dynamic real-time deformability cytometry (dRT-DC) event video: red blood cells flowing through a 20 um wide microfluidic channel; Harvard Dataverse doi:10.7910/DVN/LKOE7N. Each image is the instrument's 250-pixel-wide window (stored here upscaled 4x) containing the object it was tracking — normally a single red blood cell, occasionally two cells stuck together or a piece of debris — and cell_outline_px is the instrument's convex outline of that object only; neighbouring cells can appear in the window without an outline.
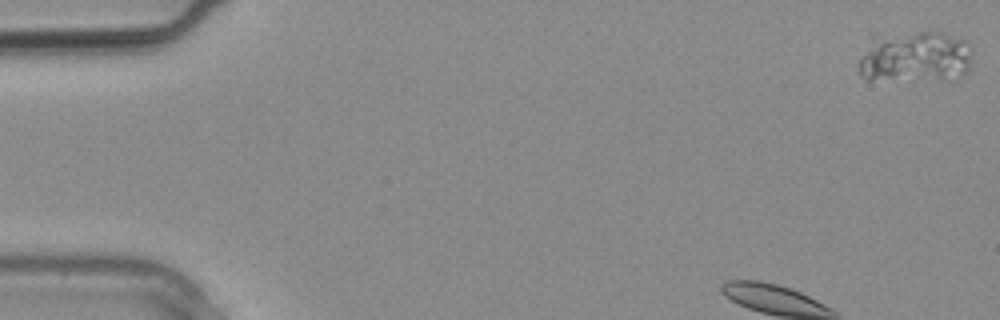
{"species": "common noctule bat (a hibernating species)", "species_latin": "Nyctalus noctula", "temperature_condition": "warm", "stored_images_in_passage": 7, "camera_frame_rate_fps": 3000, "um_per_image_px": 0.085, "animal": {"sex": "male", "body_mass_g": 20.4}, "frame": {"image": 1, "passage_image": 1, "time_ms": 0.0, "image_size_px": [1000, 320], "cell_outline_px": [[968, 72], [948, 80], [868, 80], [860, 76], [860, 60], [872, 32], [940, 32], [964, 40], [968, 44]], "centroid_in_image_um": [77.68, 4.82], "position_along_channel_um": 7.3, "area_um2": 34.56}}